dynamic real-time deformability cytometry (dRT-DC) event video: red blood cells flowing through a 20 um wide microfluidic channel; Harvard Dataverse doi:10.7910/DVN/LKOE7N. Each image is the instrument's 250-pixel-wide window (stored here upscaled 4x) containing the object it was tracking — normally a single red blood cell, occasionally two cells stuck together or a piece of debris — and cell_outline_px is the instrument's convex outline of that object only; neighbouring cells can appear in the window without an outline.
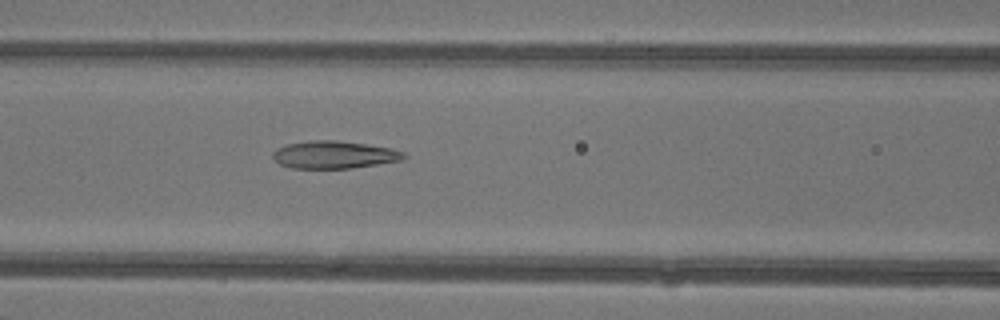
{"species": "common noctule bat (a hibernating species)", "species_latin": "Nyctalus noctula", "temperature_condition": "warm", "stored_images_in_passage": 47, "camera_frame_rate_fps": 3000, "um_per_image_px": 0.085, "animal": {"sex": "female"}, "frame": {"image": 1, "passage_image": 20, "time_ms": 6.333, "image_size_px": [1000, 320], "cell_outline_px": [[408, 156], [404, 160], [352, 168], [292, 168], [280, 164], [272, 156], [272, 152], [276, 148], [288, 144], [308, 140], [336, 140], [392, 148], [404, 152]], "centroid_in_image_um": [28.42, 13.15], "position_along_channel_um": 138.2, "area_um2": 21.1}}
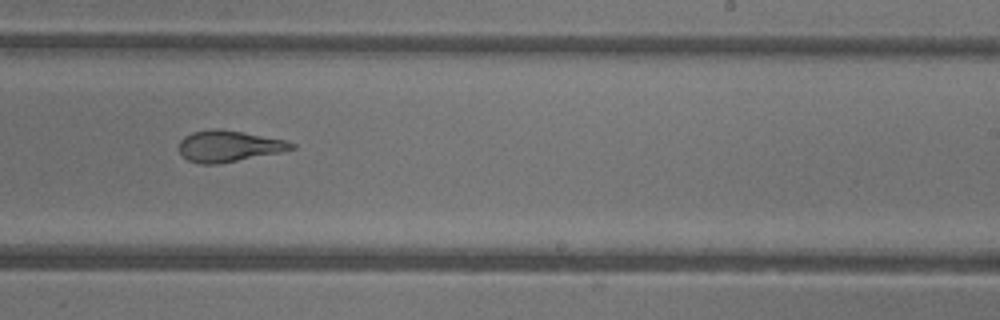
{"frame": {"image": 2, "passage_image": 29, "time_ms": 9.333, "image_size_px": [1000, 320], "cell_outline_px": [[296, 148], [280, 152], [216, 164], [200, 164], [188, 160], [180, 152], [180, 140], [184, 136], [192, 132], [208, 128], [220, 128], [284, 140], [296, 144]], "centroid_in_image_um": [19.42, 12.41], "position_along_channel_um": 269.6, "area_um2": 20.29}}
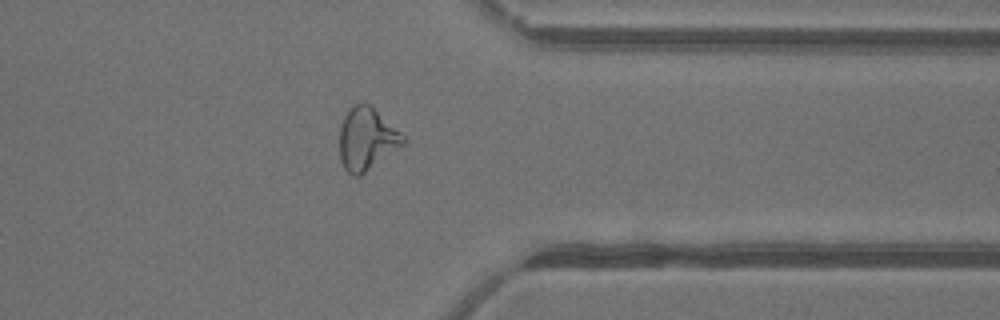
{"frame": {"image": 3, "passage_image": 37, "time_ms": 12.0, "image_size_px": [1000, 320], "cell_outline_px": [[408, 140], [404, 144], [360, 176], [352, 176], [344, 168], [340, 160], [340, 128], [344, 116], [348, 108], [356, 104], [372, 104]], "centroid_in_image_um": [31.17, 11.8], "position_along_channel_um": 380.2, "area_um2": 23.18}, "authors_computed_cell_mechanics": {"area_um2": 23.409, "velocity_mm_per_s": 4.3975, "shape_relaxation_time_tau1_ms": 6.5663, "shape_relaxation_time_tau2_ms": 1.9173, "deformation_change_tau1": 0.2431, "deformation_change_tau2": 0.1184}}